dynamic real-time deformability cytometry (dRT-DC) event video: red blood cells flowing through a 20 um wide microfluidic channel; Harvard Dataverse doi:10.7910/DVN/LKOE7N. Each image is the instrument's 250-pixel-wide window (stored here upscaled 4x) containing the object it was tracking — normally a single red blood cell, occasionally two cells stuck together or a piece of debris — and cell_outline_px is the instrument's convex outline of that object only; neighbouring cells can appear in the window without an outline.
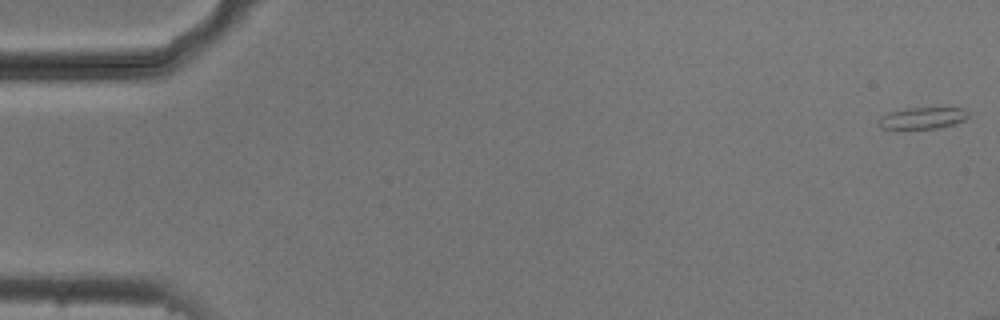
{"species": "common noctule bat (a hibernating species)", "species_latin": "Nyctalus noctula", "temperature_condition": "cold", "stored_images_in_passage": 10, "camera_frame_rate_fps": 3000, "um_per_image_px": 0.085, "animal": {"sex": "male", "body_mass_g": 20.5, "forearm_length_mm": 52.5}, "frame": {"image": 1, "passage_image": 1, "time_ms": 0.0, "image_size_px": [1000, 320], "cell_outline_px": [[968, 116], [964, 120], [956, 124], [940, 128], [896, 132], [880, 128], [880, 116], [888, 112], [904, 108], [964, 108], [968, 112]], "centroid_in_image_um": [78.34, 10.09], "position_along_channel_um": 6.7, "area_um2": 12.08}}